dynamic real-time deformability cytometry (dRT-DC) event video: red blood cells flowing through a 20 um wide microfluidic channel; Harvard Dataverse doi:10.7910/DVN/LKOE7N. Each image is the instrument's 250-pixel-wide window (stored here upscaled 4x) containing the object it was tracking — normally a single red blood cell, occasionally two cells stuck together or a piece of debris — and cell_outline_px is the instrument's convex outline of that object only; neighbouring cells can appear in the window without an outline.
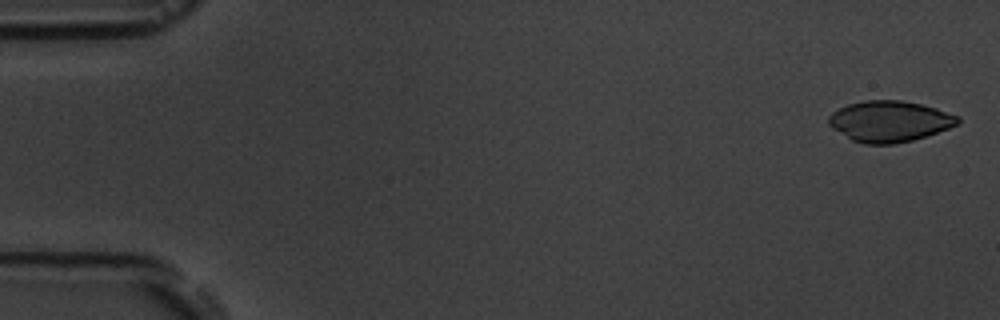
{"species": "common noctule bat (a hibernating species)", "species_latin": "Nyctalus noctula", "temperature_condition": "room temperature", "stored_images_in_passage": 9, "camera_frame_rate_fps": 3000, "um_per_image_px": 0.085, "animal": {"sex": "male", "body_mass_g": 19.5, "forearm_length_mm": 54.6}, "frame": {"image": 1, "passage_image": 1, "time_ms": 0.0, "image_size_px": [1000, 320], "cell_outline_px": [[960, 124], [912, 140], [892, 144], [864, 144], [852, 140], [832, 128], [828, 124], [828, 116], [832, 112], [848, 104], [864, 100], [900, 100], [920, 104], [936, 108], [960, 116]], "centroid_in_image_um": [75.6, 10.3], "position_along_channel_um": 9.4, "area_um2": 30.75}}